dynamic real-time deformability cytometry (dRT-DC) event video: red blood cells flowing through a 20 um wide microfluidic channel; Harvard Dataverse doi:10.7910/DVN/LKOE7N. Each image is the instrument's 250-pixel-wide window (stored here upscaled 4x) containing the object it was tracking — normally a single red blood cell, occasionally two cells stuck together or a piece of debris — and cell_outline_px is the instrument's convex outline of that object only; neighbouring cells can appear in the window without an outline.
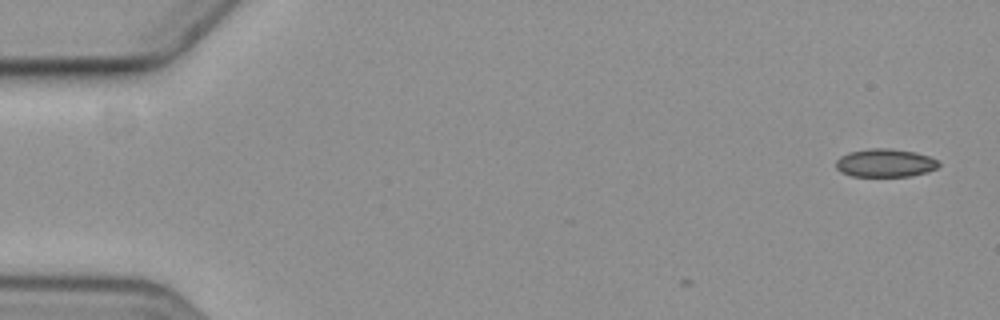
{"species": "common noctule bat (a hibernating species)", "species_latin": "Nyctalus noctula", "temperature_condition": "cold", "stored_images_in_passage": 5, "camera_frame_rate_fps": 3000, "um_per_image_px": 0.085, "animal": {"sex": "female", "body_mass_g": 19.3, "forearm_length_mm": 54.1}, "frame": {"image": 1, "passage_image": 1, "time_ms": 0.0, "image_size_px": [1000, 320], "cell_outline_px": [[940, 164], [936, 168], [928, 172], [912, 176], [852, 176], [840, 172], [836, 168], [836, 160], [840, 156], [848, 152], [868, 148], [892, 148], [916, 152], [940, 160]], "centroid_in_image_um": [75.25, 13.84], "position_along_channel_um": 9.8, "area_um2": 17.17}}
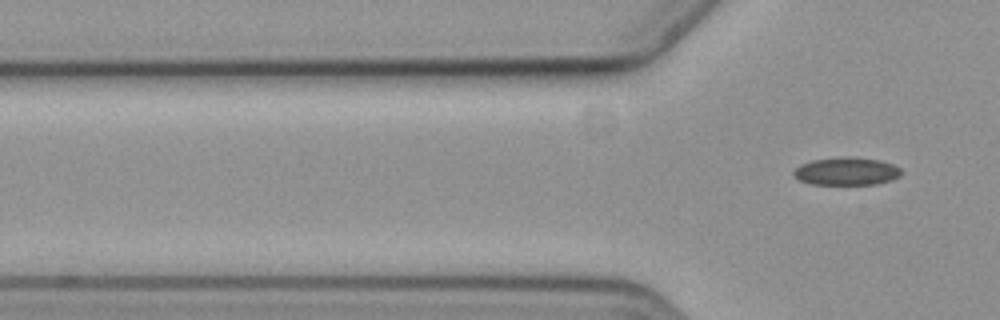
{"frame": {"image": 2, "passage_image": 5, "time_ms": 5.0, "image_size_px": [1000, 320], "cell_outline_px": [[900, 176], [892, 180], [876, 184], [812, 184], [800, 180], [792, 172], [800, 164], [812, 160], [844, 156], [848, 156], [880, 160], [892, 164], [900, 168]], "centroid_in_image_um": [71.96, 14.55], "position_along_channel_um": 53.8, "area_um2": 17.4}}